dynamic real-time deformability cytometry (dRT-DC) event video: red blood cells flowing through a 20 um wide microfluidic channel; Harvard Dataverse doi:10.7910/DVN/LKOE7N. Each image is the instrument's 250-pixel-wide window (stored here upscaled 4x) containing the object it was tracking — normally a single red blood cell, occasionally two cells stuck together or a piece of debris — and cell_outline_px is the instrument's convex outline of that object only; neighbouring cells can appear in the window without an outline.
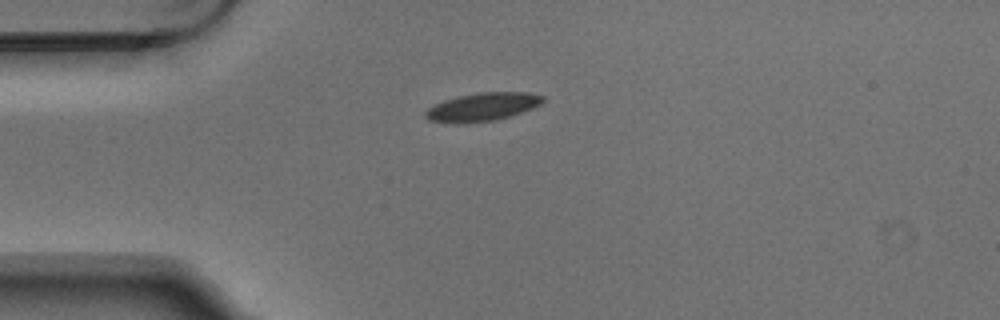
{"species": "Egyptian fruit bat (a non-hibernating species)", "species_latin": "Rousettus aegyptiacus", "temperature_condition": "warm", "stored_images_in_passage": 2, "camera_frame_rate_fps": 3000, "um_per_image_px": 0.085, "animal": {"sex": "male"}, "frame": {"image": 1, "passage_image": 1, "time_ms": 0.0, "image_size_px": [1000, 320], "cell_outline_px": [[544, 100], [540, 104], [532, 108], [508, 116], [492, 120], [460, 124], [452, 124], [428, 120], [424, 116], [424, 112], [428, 108], [444, 100], [460, 96], [480, 92], [528, 92], [544, 96]], "centroid_in_image_um": [40.97, 9.09], "position_along_channel_um": 44.0, "area_um2": 19.19}}